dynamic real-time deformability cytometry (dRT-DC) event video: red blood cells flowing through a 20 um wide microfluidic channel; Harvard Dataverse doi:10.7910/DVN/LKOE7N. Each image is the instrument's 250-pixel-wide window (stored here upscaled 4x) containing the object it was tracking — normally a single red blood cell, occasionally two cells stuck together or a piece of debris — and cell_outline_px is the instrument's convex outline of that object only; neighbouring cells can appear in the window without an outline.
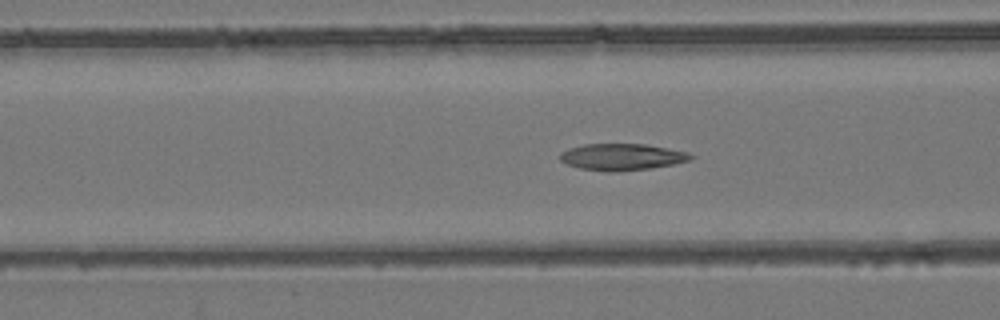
{"species": "common noctule bat (a hibernating species)", "species_latin": "Nyctalus noctula", "temperature_condition": "room temperature", "stored_images_in_passage": 54, "camera_frame_rate_fps": 3000, "um_per_image_px": 0.085, "animal": {"sex": "female", "body_mass_g": 24.6, "forearm_length_mm": 56.2}, "frame": {"image": 1, "passage_image": 22, "time_ms": 7.0, "image_size_px": [1000, 320], "cell_outline_px": [[696, 156], [692, 160], [652, 168], [616, 172], [608, 172], [580, 168], [568, 164], [560, 160], [560, 152], [568, 148], [584, 144], [644, 144], [668, 148], [688, 152]], "centroid_in_image_um": [52.89, 13.34], "position_along_channel_um": 113.7, "area_um2": 20.4}}
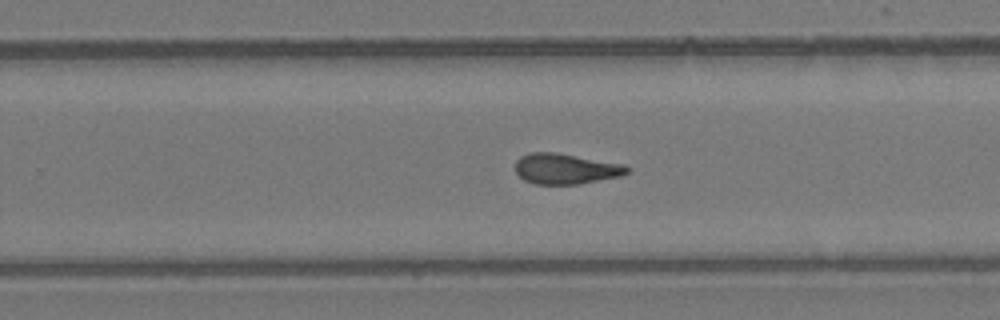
{"frame": {"image": 2, "passage_image": 35, "time_ms": 11.333, "image_size_px": [1000, 320], "cell_outline_px": [[632, 168], [628, 172], [620, 176], [580, 184], [536, 184], [524, 180], [516, 172], [516, 160], [520, 156], [528, 152], [556, 152], [624, 164]], "centroid_in_image_um": [48.09, 14.34], "position_along_channel_um": 281.7, "area_um2": 20.0}}
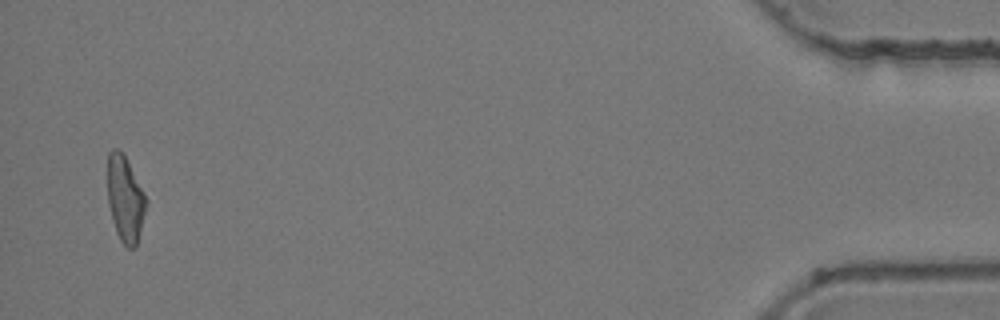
{"frame": {"image": 3, "passage_image": 53, "time_ms": 17.333, "image_size_px": [1000, 320], "cell_outline_px": [[148, 200], [136, 248], [128, 248], [120, 240], [116, 232], [112, 220], [108, 204], [108, 152], [112, 148], [116, 148], [124, 152]], "centroid_in_image_um": [10.64, 16.88], "position_along_channel_um": 424.6, "area_um2": 19.54}, "authors_computed_cell_mechanics": {"area_um2": 20.23, "velocity_mm_per_s": 3.8793, "shape_relaxation_time_tau1_ms": null, "shape_relaxation_time_tau2_ms": 4.3938, "deformation_change_tau1": null, "deformation_change_tau2": 0.1384}}